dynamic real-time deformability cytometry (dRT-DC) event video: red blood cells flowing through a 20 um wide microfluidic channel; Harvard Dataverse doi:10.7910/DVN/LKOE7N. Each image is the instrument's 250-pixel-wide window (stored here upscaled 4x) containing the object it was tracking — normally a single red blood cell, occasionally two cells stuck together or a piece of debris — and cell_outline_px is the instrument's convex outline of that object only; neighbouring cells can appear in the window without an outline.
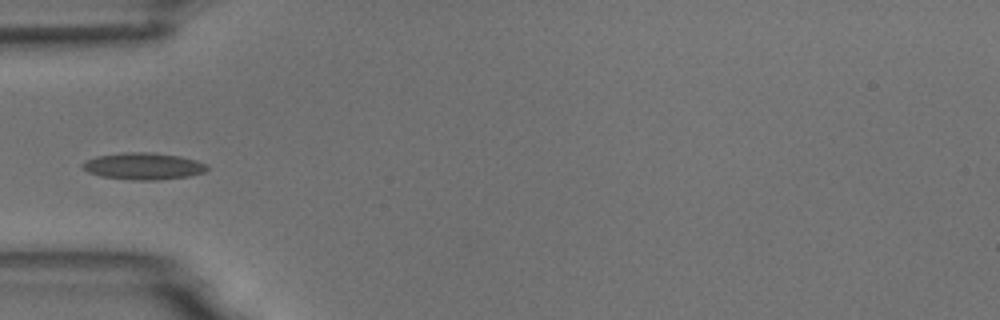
{"species": "common noctule bat (a hibernating species)", "species_latin": "Nyctalus noctula", "temperature_condition": "room temperature", "stored_images_in_passage": 3, "camera_frame_rate_fps": 3000, "um_per_image_px": 0.085, "animal": {"sex": "male", "body_mass_g": 18.8}, "frame": {"image": 1, "passage_image": 1, "time_ms": 0.0, "image_size_px": [1000, 320], "cell_outline_px": [[208, 168], [204, 172], [188, 176], [156, 180], [132, 180], [100, 176], [88, 172], [80, 168], [80, 164], [96, 156], [124, 152], [152, 152], [180, 156], [196, 160], [204, 164]], "centroid_in_image_um": [12.13, 14.12], "position_along_channel_um": 72.9, "area_um2": 19.48}}